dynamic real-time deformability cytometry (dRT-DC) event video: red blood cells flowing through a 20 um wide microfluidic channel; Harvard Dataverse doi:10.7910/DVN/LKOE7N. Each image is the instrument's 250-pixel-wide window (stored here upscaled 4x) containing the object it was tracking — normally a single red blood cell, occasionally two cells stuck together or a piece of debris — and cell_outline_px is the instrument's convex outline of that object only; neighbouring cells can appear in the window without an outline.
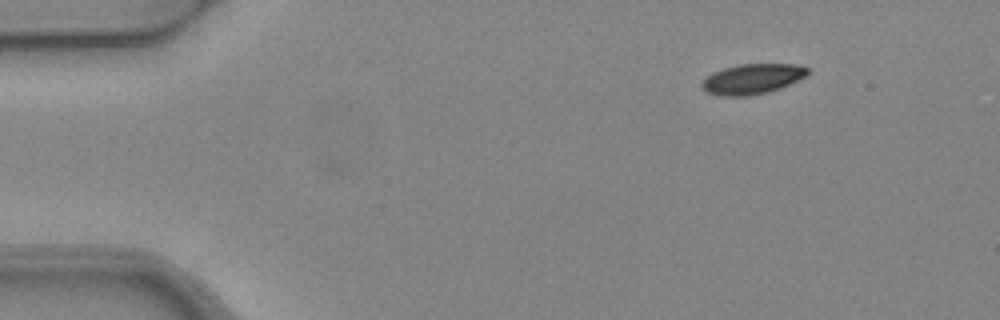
{"species": "common noctule bat (a hibernating species)", "species_latin": "Nyctalus noctula", "temperature_condition": "warm", "stored_images_in_passage": 6, "camera_frame_rate_fps": 3000, "um_per_image_px": 0.085, "animal": {"sex": "female", "body_mass_g": 24.6, "forearm_length_mm": 56.2}, "frame": {"image": 1, "passage_image": 1, "time_ms": 0.0, "image_size_px": [1000, 320], "cell_outline_px": [[808, 72], [804, 76], [780, 88], [768, 92], [748, 96], [720, 96], [708, 92], [700, 84], [712, 72], [724, 68], [740, 64], [796, 64], [808, 68]], "centroid_in_image_um": [63.92, 6.71], "position_along_channel_um": 21.1, "area_um2": 18.32}}
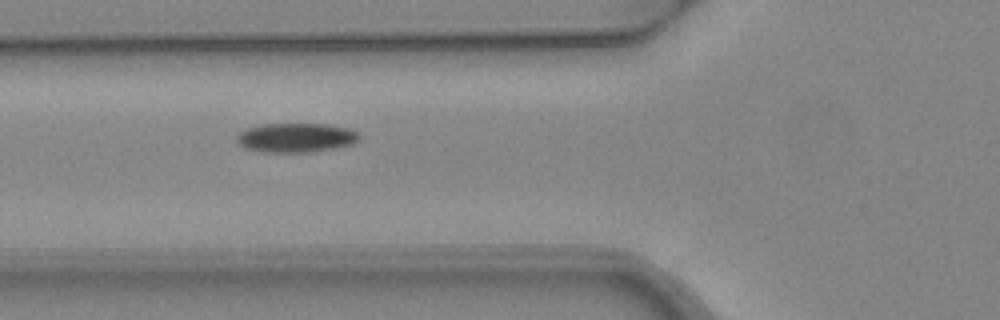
{"frame": {"image": 2, "passage_image": 5, "time_ms": 1.333, "image_size_px": [1000, 320], "cell_outline_px": [[360, 140], [352, 144], [336, 148], [308, 152], [260, 152], [244, 148], [236, 140], [236, 136], [244, 128], [264, 124], [328, 124], [348, 128], [360, 132]], "centroid_in_image_um": [25.17, 11.7], "position_along_channel_um": 100.6, "area_um2": 21.15}}
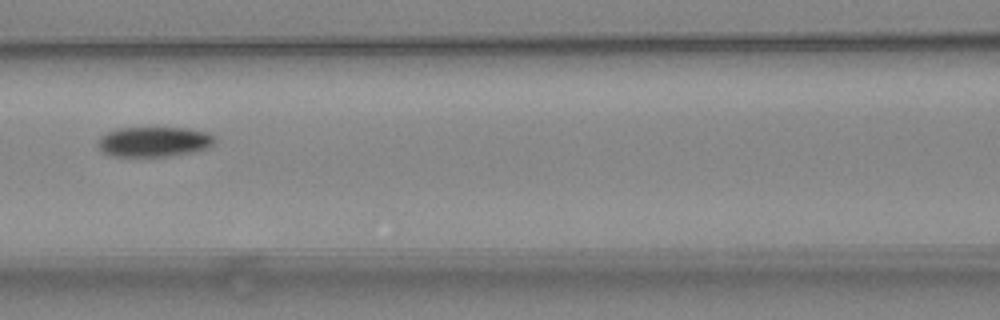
{"frame": {"image": 3, "passage_image": 6, "time_ms": 1.667, "image_size_px": [1000, 320], "cell_outline_px": [[216, 140], [208, 148], [192, 152], [168, 156], [112, 156], [100, 152], [96, 144], [100, 136], [116, 128], [188, 128], [208, 132], [216, 136]], "centroid_in_image_um": [13.07, 12.04], "position_along_channel_um": 153.5, "area_um2": 20.69}}